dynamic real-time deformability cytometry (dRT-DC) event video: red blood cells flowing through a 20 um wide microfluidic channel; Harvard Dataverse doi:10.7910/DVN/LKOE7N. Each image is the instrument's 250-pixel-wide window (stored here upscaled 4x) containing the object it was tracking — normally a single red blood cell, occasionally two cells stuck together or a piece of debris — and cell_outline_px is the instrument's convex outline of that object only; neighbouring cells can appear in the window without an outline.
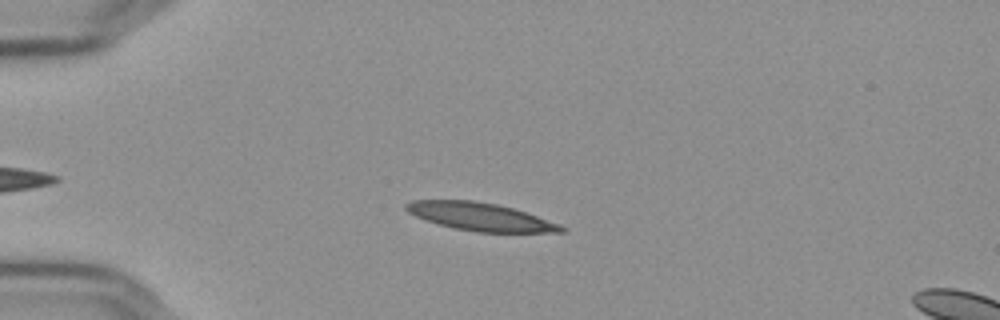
{"species": "Egyptian fruit bat (a non-hibernating species)", "species_latin": "Rousettus aegyptiacus", "temperature_condition": "cold", "stored_images_in_passage": 48, "camera_frame_rate_fps": 3000, "um_per_image_px": 0.085, "frame": {"image": 1, "passage_image": 11, "time_ms": 3.333, "image_size_px": [1000, 320], "cell_outline_px": [[568, 228], [564, 232], [476, 232], [452, 228], [416, 216], [408, 212], [404, 208], [404, 204], [412, 200], [472, 200], [496, 204], [512, 208], [560, 224]], "centroid_in_image_um": [40.82, 18.42], "position_along_channel_um": 44.2, "area_um2": 25.03}}
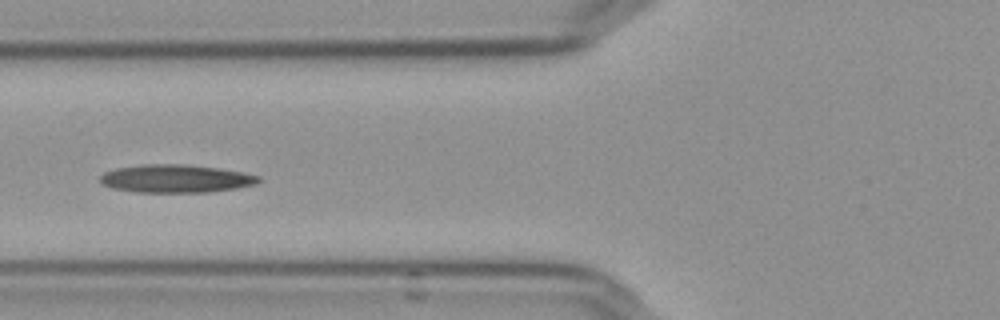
{"frame": {"image": 2, "passage_image": 19, "time_ms": 6.0, "image_size_px": [1000, 320], "cell_outline_px": [[260, 180], [256, 184], [236, 188], [208, 192], [136, 192], [112, 188], [104, 184], [100, 180], [100, 176], [104, 172], [116, 168], [140, 164], [180, 164], [216, 168], [244, 172], [260, 176]], "centroid_in_image_um": [14.93, 15.18], "position_along_channel_um": 110.9, "area_um2": 25.78}}
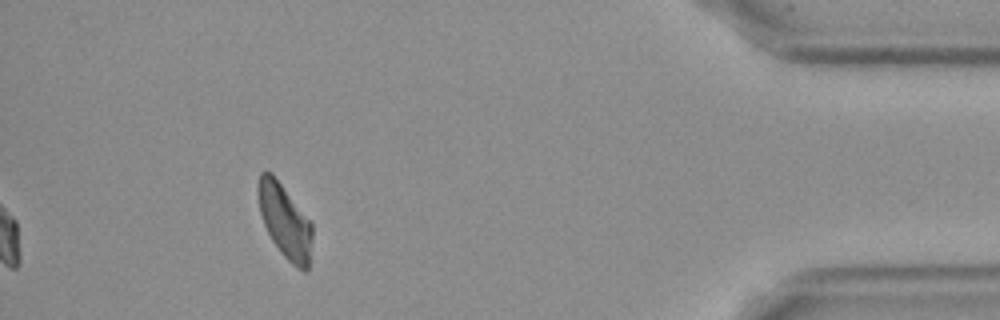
{"frame": {"image": 3, "passage_image": 48, "time_ms": 15.667, "image_size_px": [1000, 320], "cell_outline_px": [[312, 236], [308, 272], [304, 272], [296, 268], [280, 252], [272, 240], [264, 224], [260, 212], [256, 192], [256, 184], [260, 172], [272, 172], [312, 224]], "centroid_in_image_um": [24.19, 18.79], "position_along_channel_um": 411.0, "area_um2": 23.35}, "authors_computed_cell_mechanics": {"area_um2": 25.0274, "velocity_mm_per_s": 3.6167, "shape_relaxation_time_tau1_ms": null, "shape_relaxation_time_tau2_ms": 5.6387, "deformation_change_tau1": null, "deformation_change_tau2": 0.1375}}